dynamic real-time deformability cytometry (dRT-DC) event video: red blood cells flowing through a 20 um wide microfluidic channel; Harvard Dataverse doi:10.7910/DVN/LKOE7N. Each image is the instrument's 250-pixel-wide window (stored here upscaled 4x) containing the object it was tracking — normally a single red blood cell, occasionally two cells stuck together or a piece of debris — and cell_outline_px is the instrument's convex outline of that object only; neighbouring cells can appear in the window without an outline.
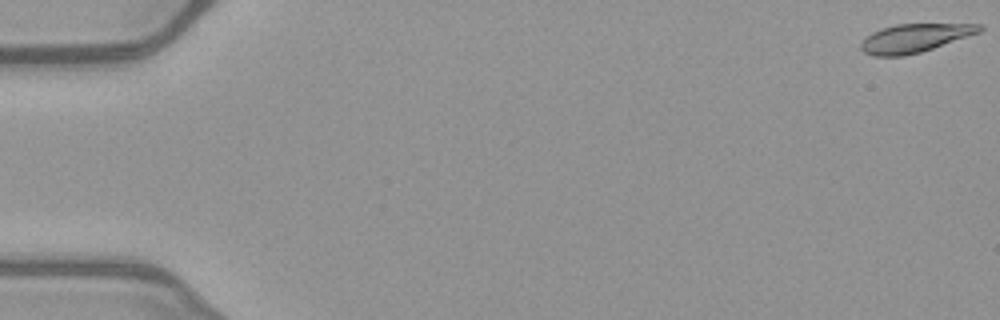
{"species": "common noctule bat (a hibernating species)", "species_latin": "Nyctalus noctula", "temperature_condition": "warm", "stored_images_in_passage": 52, "camera_frame_rate_fps": 3000, "um_per_image_px": 0.085, "animal": {"sex": "female", "body_mass_g": 21.9}, "frame": {"image": 1, "passage_image": 1, "time_ms": 0.0, "image_size_px": [1000, 320], "cell_outline_px": [[984, 28], [980, 32], [920, 52], [904, 56], [872, 56], [864, 52], [860, 48], [860, 44], [872, 32], [880, 28], [896, 24], [984, 24]], "centroid_in_image_um": [77.73, 3.23], "position_along_channel_um": 7.3, "area_um2": 19.54}}
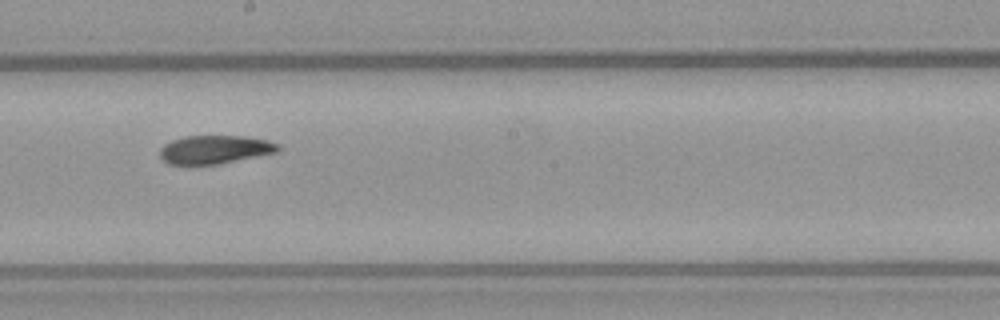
{"frame": {"image": 2, "passage_image": 30, "time_ms": 9.667, "image_size_px": [1000, 320], "cell_outline_px": [[280, 148], [276, 152], [216, 164], [168, 164], [160, 156], [160, 148], [164, 144], [172, 140], [184, 136], [244, 136], [268, 140], [280, 144]], "centroid_in_image_um": [18.25, 12.69], "position_along_channel_um": 230.0, "area_um2": 19.36}}
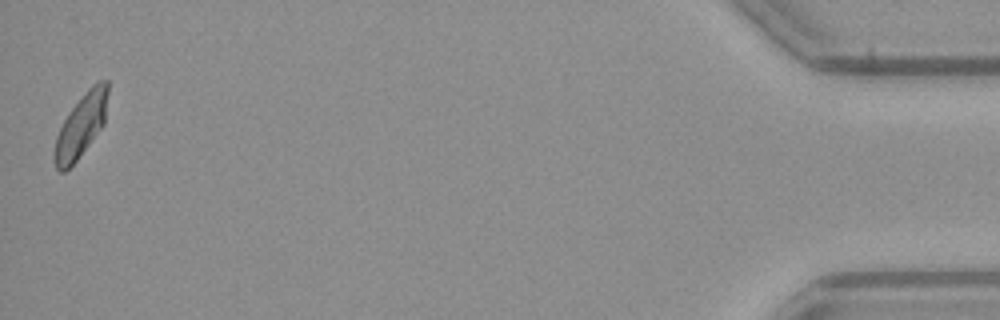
{"frame": {"image": 3, "passage_image": 52, "time_ms": 17.0, "image_size_px": [1000, 320], "cell_outline_px": [[108, 92], [104, 124], [76, 160], [64, 172], [60, 172], [56, 168], [56, 136], [64, 120], [72, 108], [88, 88], [96, 80], [108, 80]], "centroid_in_image_um": [6.93, 10.6], "position_along_channel_um": 428.3, "area_um2": 19.02}, "authors_computed_cell_mechanics": {"area_um2": 20.2589, "velocity_mm_per_s": 4.0081, "shape_relaxation_time_tau1_ms": 3.8787, "shape_relaxation_time_tau2_ms": 3.782, "deformation_change_tau1": 0.1437, "deformation_change_tau2": 0.0965}}